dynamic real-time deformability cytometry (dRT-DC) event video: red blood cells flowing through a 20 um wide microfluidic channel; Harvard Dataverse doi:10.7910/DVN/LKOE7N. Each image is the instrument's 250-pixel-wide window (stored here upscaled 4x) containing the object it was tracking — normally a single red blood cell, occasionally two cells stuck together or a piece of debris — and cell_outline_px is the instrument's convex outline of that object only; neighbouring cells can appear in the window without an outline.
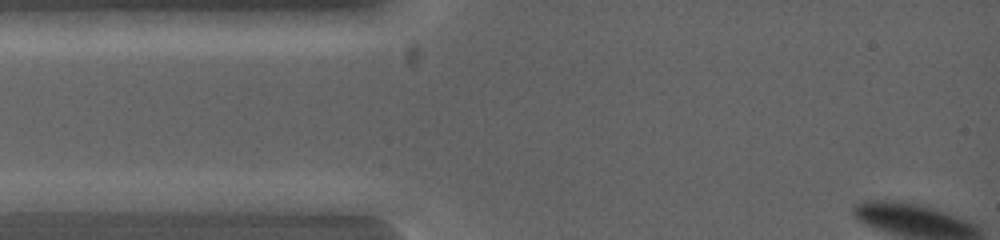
{"species": "common noctule bat (a hibernating species)", "species_latin": "Nyctalus noctula", "temperature_condition": "warm", "stored_images_in_passage": 4, "camera_frame_rate_fps": 5000, "um_per_image_px": 0.085, "animal": {"sex": "female", "body_mass_g": 19.0, "forearm_length_mm": 53.3}, "frame": {"image": 1, "passage_image": 2, "time_ms": 0.6, "image_size_px": [1000, 240], "cell_outline_px": [[308, 200], [300, 216], [200, 208], [192, 200], [196, 192], [292, 192]], "centroid_in_image_um": [21.48, 17.18], "position_along_channel_um": 63.5, "area_um2": 15.49}}